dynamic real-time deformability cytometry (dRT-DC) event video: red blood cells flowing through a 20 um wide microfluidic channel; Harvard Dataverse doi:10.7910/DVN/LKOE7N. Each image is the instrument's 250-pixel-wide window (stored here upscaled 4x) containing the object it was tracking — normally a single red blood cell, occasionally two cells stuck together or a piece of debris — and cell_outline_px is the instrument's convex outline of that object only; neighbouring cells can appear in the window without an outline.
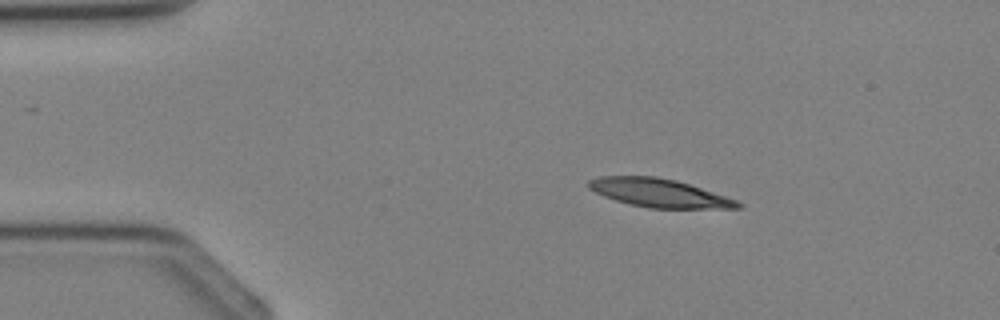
{"species": "Egyptian fruit bat (a non-hibernating species)", "species_latin": "Rousettus aegyptiacus", "temperature_condition": "cold", "stored_images_in_passage": 2, "camera_frame_rate_fps": 3000, "um_per_image_px": 0.085, "animal": {"sex": "female"}, "frame": {"image": 1, "passage_image": 1, "time_ms": 0.0, "image_size_px": [1000, 320], "cell_outline_px": [[744, 208], [648, 208], [616, 200], [604, 196], [588, 188], [588, 180], [600, 176], [656, 176], [676, 180], [736, 200], [744, 204]], "centroid_in_image_um": [56.02, 16.4], "position_along_channel_um": 29.0, "area_um2": 24.39}}